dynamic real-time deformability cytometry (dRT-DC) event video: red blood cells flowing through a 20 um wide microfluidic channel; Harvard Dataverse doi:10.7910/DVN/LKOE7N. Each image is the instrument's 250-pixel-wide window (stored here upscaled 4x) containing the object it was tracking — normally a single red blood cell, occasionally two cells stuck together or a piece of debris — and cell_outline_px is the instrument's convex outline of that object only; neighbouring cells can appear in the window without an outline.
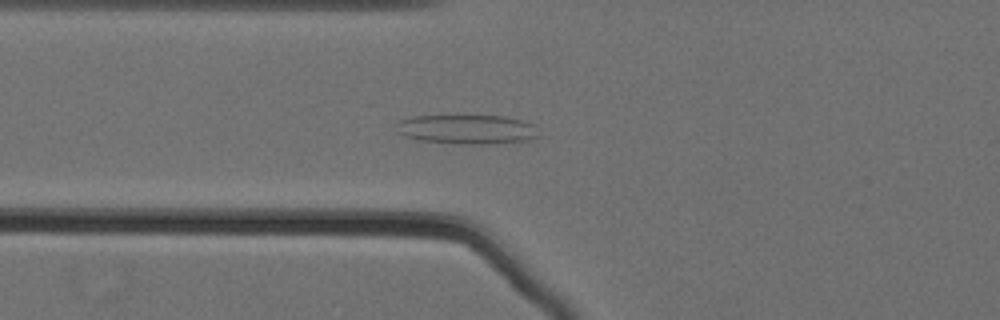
{"species": "Egyptian fruit bat (a non-hibernating species)", "species_latin": "Rousettus aegyptiacus", "temperature_condition": "cold", "stored_images_in_passage": 63, "camera_frame_rate_fps": 3000, "um_per_image_px": 0.085, "animal": {"sex": "female"}, "frame": {"image": 1, "passage_image": 28, "time_ms": 9.0, "image_size_px": [1000, 320], "cell_outline_px": [[540, 136], [528, 140], [496, 144], [460, 144], [420, 140], [404, 136], [400, 132], [396, 124], [400, 120], [412, 116], [504, 116], [536, 124]], "centroid_in_image_um": [39.76, 11.0], "position_along_channel_um": 86.0, "area_um2": 24.45}}
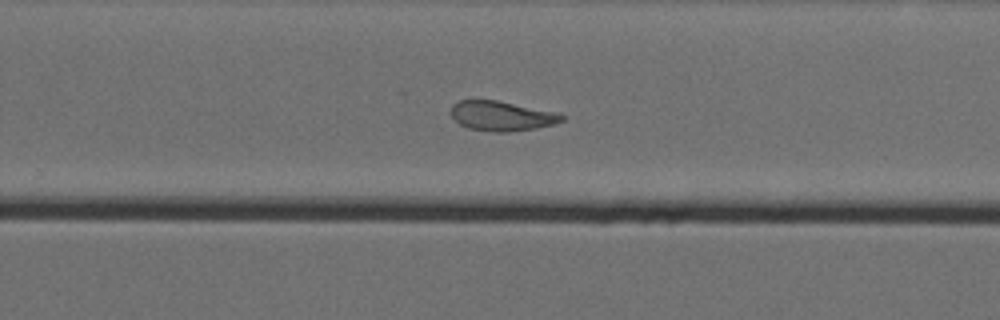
{"frame": {"image": 2, "passage_image": 45, "time_ms": 14.667, "image_size_px": [1000, 320], "cell_outline_px": [[564, 120], [552, 124], [536, 128], [508, 132], [492, 132], [468, 128], [460, 124], [452, 116], [452, 104], [460, 100], [496, 100], [556, 112], [564, 116]], "centroid_in_image_um": [42.63, 9.86], "position_along_channel_um": 287.2, "area_um2": 19.02}}
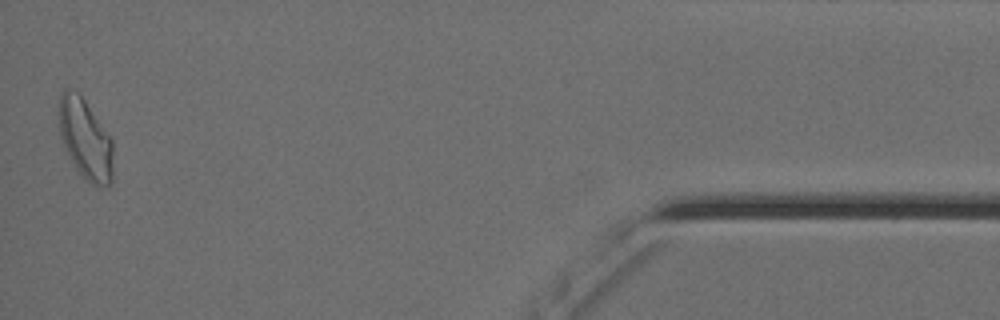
{"frame": {"image": 3, "passage_image": 62, "time_ms": 20.333, "image_size_px": [1000, 320], "cell_outline_px": [[112, 184], [108, 188], [100, 188], [92, 184], [80, 172], [72, 160], [60, 136], [60, 92], [64, 88], [68, 88], [76, 92], [84, 100], [112, 140]], "centroid_in_image_um": [7.28, 11.86], "position_along_channel_um": 427.9, "area_um2": 24.68}, "authors_computed_cell_mechanics": {"area_um2": 23.9292, "velocity_mm_per_s": 3.5494, "shape_relaxation_time_tau1_ms": null, "shape_relaxation_time_tau2_ms": 2.5905, "deformation_change_tau1": null, "deformation_change_tau2": 0.0971}}